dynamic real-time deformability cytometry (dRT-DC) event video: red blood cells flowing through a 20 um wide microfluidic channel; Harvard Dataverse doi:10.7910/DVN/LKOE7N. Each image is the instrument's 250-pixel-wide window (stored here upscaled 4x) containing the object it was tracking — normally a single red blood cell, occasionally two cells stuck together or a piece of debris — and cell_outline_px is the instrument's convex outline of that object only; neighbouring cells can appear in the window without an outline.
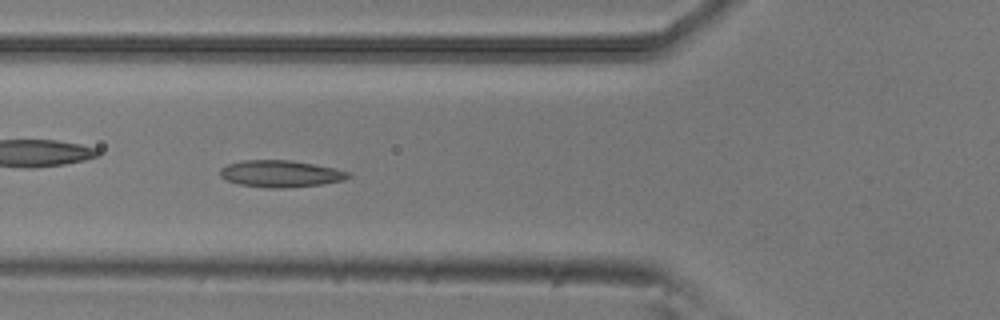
{"species": "common noctule bat (a hibernating species)", "species_latin": "Nyctalus noctula", "temperature_condition": "room temperature", "stored_images_in_passage": 40, "camera_frame_rate_fps": 3000, "um_per_image_px": 0.085, "animal": {"sex": "male", "body_mass_g": 20.5, "forearm_length_mm": 52.5}, "frame": {"image": 1, "passage_image": 7, "time_ms": 2.0, "image_size_px": [1000, 320], "cell_outline_px": [[352, 176], [344, 180], [320, 184], [284, 188], [272, 188], [240, 184], [228, 180], [220, 176], [220, 168], [228, 164], [240, 160], [292, 160], [332, 168], [348, 172]], "centroid_in_image_um": [23.83, 14.76], "position_along_channel_um": 102.0, "area_um2": 19.77}}
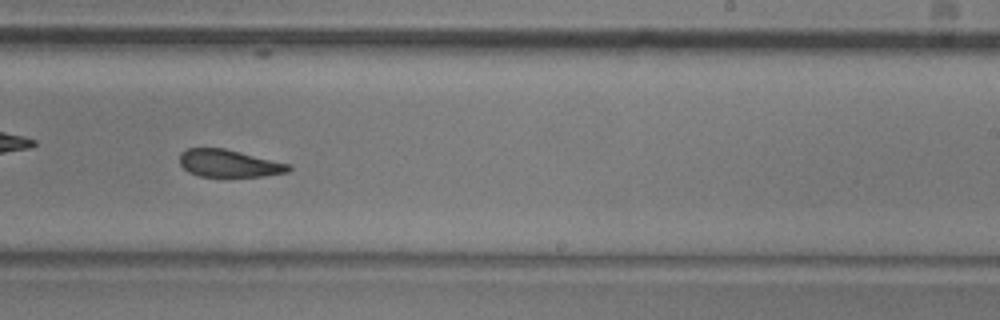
{"frame": {"image": 2, "passage_image": 20, "time_ms": 6.333, "image_size_px": [1000, 320], "cell_outline_px": [[292, 168], [288, 172], [264, 176], [200, 176], [188, 172], [180, 164], [180, 152], [188, 148], [224, 148], [292, 164]], "centroid_in_image_um": [19.49, 13.88], "position_along_channel_um": 269.5, "area_um2": 17.46}}
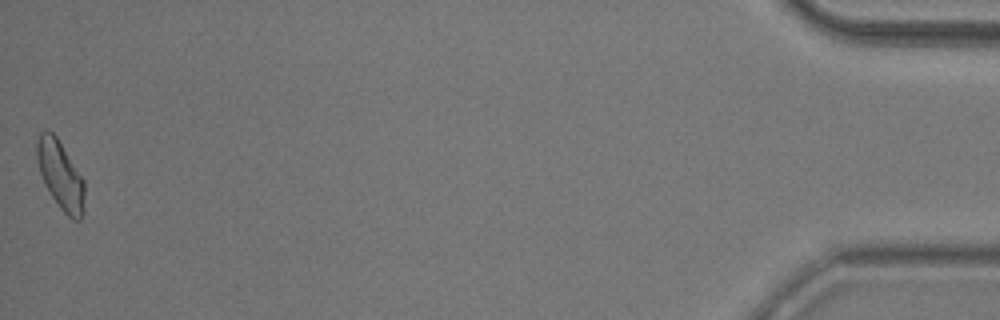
{"frame": {"image": 3, "passage_image": 40, "time_ms": 13.0, "image_size_px": [1000, 320], "cell_outline_px": [[84, 212], [80, 220], [72, 220], [60, 208], [52, 196], [40, 172], [36, 156], [36, 144], [40, 132], [44, 128], [52, 132], [56, 136], [84, 180]], "centroid_in_image_um": [5.14, 14.88], "position_along_channel_um": 430.1, "area_um2": 18.79}, "authors_computed_cell_mechanics": {"area_um2": 18.7561, "velocity_mm_per_s": 3.8726, "shape_relaxation_time_tau1_ms": null, "shape_relaxation_time_tau2_ms": 4.3648, "deformation_change_tau1": null, "deformation_change_tau2": 0.0988}}